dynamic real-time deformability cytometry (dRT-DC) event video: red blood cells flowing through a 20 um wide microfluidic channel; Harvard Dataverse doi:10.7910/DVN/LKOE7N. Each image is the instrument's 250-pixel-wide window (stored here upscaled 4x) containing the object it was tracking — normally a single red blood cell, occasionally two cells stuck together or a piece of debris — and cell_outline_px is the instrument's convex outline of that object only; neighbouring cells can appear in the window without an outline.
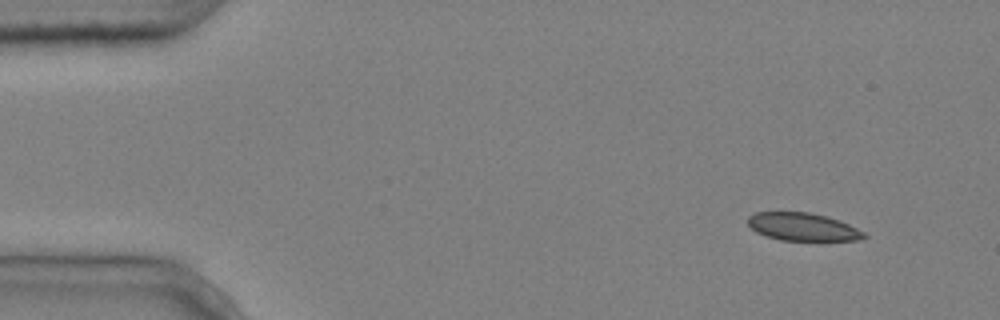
{"species": "common noctule bat (a hibernating species)", "species_latin": "Nyctalus noctula", "temperature_condition": "cold", "stored_images_in_passage": 4, "camera_frame_rate_fps": 3000, "um_per_image_px": 0.085, "animal": {"sex": "male", "body_mass_g": 20.4}, "frame": {"image": 1, "passage_image": 1, "time_ms": 0.0, "image_size_px": [1000, 320], "cell_outline_px": [[868, 236], [856, 240], [780, 240], [756, 232], [748, 224], [748, 216], [756, 212], [808, 212], [840, 220], [864, 232]], "centroid_in_image_um": [68.22, 19.28], "position_along_channel_um": 16.8, "area_um2": 18.61}}